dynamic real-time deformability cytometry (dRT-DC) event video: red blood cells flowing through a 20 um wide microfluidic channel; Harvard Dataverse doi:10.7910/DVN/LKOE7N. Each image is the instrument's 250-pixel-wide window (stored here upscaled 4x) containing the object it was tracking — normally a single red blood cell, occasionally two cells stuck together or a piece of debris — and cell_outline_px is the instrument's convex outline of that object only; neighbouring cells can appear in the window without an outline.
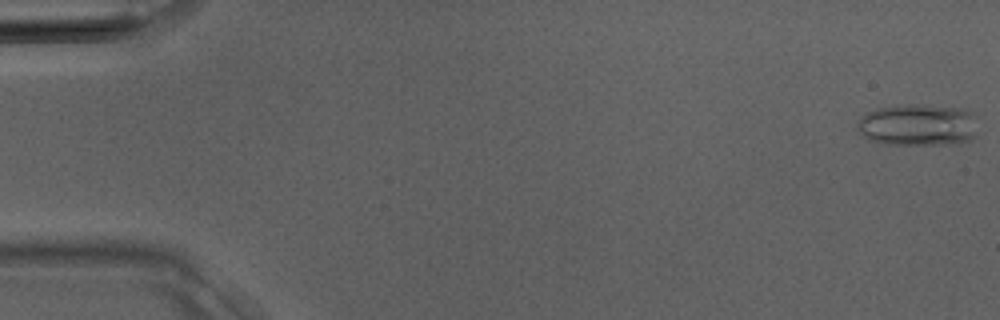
{"species": "Egyptian fruit bat (a non-hibernating species)", "species_latin": "Rousettus aegyptiacus", "temperature_condition": "room temperature", "stored_images_in_passage": 37, "camera_frame_rate_fps": 3000, "um_per_image_px": 0.085, "animal": {"sex": "male"}, "frame": {"image": 1, "passage_image": 1, "time_ms": 0.0, "image_size_px": [1000, 320], "cell_outline_px": [[972, 140], [948, 144], [884, 144], [868, 140], [856, 128], [856, 124], [860, 116], [876, 108], [900, 104], [924, 104], [960, 108], [972, 112]], "centroid_in_image_um": [77.9, 10.6], "position_along_channel_um": 7.1, "area_um2": 29.3}}
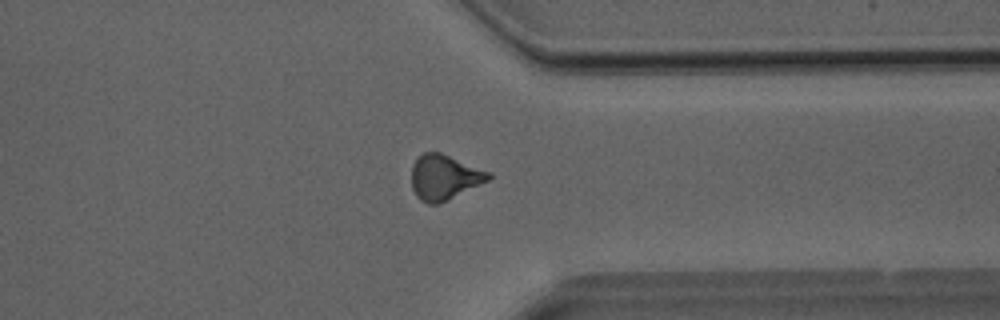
{"frame": {"image": 2, "passage_image": 29, "time_ms": 9.333, "image_size_px": [1000, 320], "cell_outline_px": [[492, 176], [488, 180], [448, 200], [436, 204], [428, 204], [420, 200], [416, 196], [412, 188], [412, 164], [424, 152], [440, 152], [492, 172]], "centroid_in_image_um": [37.77, 15.06], "position_along_channel_um": 373.6, "area_um2": 20.17}}
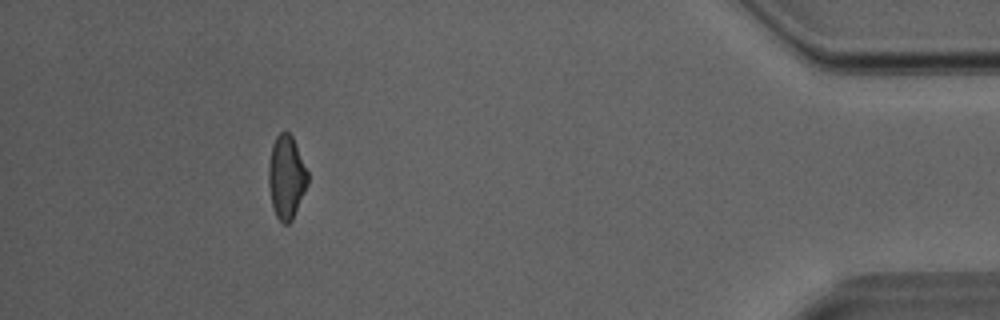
{"frame": {"image": 3, "passage_image": 34, "time_ms": 11.0, "image_size_px": [1000, 320], "cell_outline_px": [[308, 184], [292, 220], [288, 224], [284, 224], [276, 216], [272, 208], [268, 184], [268, 164], [272, 144], [276, 136], [280, 132], [288, 132], [292, 136], [308, 172]], "centroid_in_image_um": [24.32, 15.06], "position_along_channel_um": 410.9, "area_um2": 19.07}}